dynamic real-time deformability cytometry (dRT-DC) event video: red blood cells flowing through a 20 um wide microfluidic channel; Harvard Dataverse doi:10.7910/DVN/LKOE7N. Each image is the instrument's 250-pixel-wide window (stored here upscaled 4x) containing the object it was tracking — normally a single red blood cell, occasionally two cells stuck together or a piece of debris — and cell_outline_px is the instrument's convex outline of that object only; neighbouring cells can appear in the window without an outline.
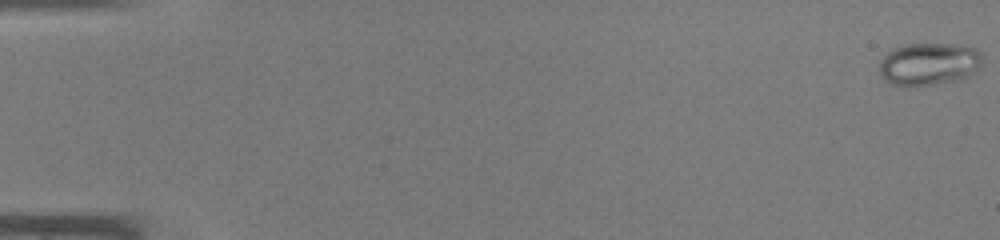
{"species": "common noctule bat (a hibernating species)", "species_latin": "Nyctalus noctula", "temperature_condition": "warm", "stored_images_in_passage": 11, "camera_frame_rate_fps": 3000, "um_per_image_px": 0.085, "animal": {"sex": "male", "body_mass_g": 19.0, "forearm_length_mm": 50.8}, "frame": {"image": 1, "passage_image": 1, "time_ms": 0.0, "image_size_px": [1000, 240], "cell_outline_px": [[980, 64], [972, 72], [964, 76], [952, 80], [932, 84], [892, 84], [884, 80], [880, 72], [880, 64], [884, 56], [892, 48], [904, 44], [952, 44], [972, 48], [980, 52]], "centroid_in_image_um": [78.89, 5.4], "position_along_channel_um": 6.1, "area_um2": 24.51}}